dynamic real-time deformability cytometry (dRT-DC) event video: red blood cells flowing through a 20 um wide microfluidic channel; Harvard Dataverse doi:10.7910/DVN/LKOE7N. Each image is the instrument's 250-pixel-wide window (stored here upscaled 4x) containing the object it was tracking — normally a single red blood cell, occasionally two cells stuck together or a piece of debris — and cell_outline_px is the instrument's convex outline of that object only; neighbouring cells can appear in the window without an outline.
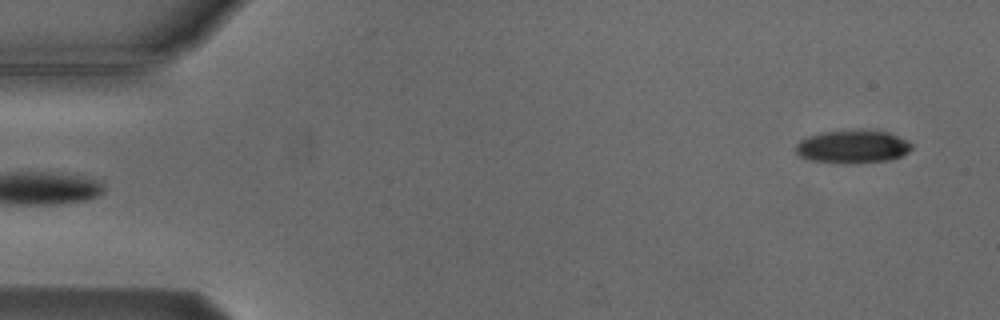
{"species": "Egyptian fruit bat (a non-hibernating species)", "species_latin": "Rousettus aegyptiacus", "temperature_condition": "cold", "stored_images_in_passage": 6, "segment_of_instrument_passage": [2, 2], "camera_frame_rate_fps": 3000, "um_per_image_px": 0.085, "animal": {"sex": "male"}, "frame": {"image": 1, "passage_image": 6, "time_ms": 5.667, "image_size_px": [1000, 320], "cell_outline_px": [[912, 148], [904, 156], [888, 160], [856, 164], [840, 164], [808, 160], [800, 156], [796, 152], [796, 144], [800, 140], [808, 136], [824, 132], [888, 132], [912, 144]], "centroid_in_image_um": [72.45, 12.53], "position_along_channel_um": 12.6, "area_um2": 21.96}}